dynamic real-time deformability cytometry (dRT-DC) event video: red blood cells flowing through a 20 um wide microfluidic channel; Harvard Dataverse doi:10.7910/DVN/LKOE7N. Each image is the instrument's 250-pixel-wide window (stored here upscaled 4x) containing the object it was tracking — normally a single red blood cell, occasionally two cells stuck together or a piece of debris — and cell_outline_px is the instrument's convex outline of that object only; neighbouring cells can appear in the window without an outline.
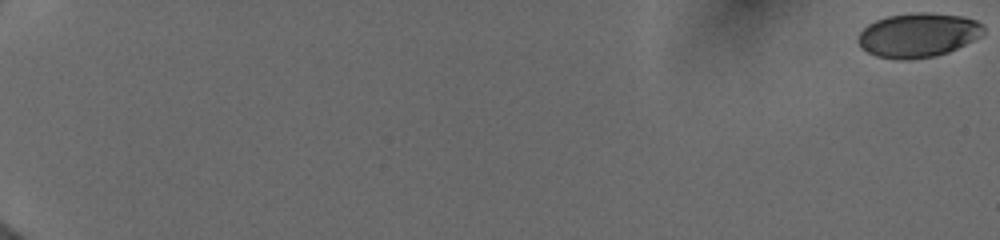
{"species": "human", "species_latin": "Homo sapiens", "temperature_condition": "cold", "stored_images_in_passage": 56, "camera_frame_rate_fps": 3000, "um_per_image_px": 0.085, "donor": {"sex": "female"}, "frame": {"image": 1, "passage_image": 1, "time_ms": 0.0, "image_size_px": [1000, 240], "cell_outline_px": [[984, 36], [948, 52], [936, 56], [908, 60], [900, 60], [876, 56], [860, 48], [856, 40], [860, 32], [868, 24], [876, 20], [888, 16], [912, 12], [928, 12], [964, 16], [976, 20], [984, 28]], "centroid_in_image_um": [78.04, 2.98], "position_along_channel_um": 7.0, "area_um2": 32.77}}
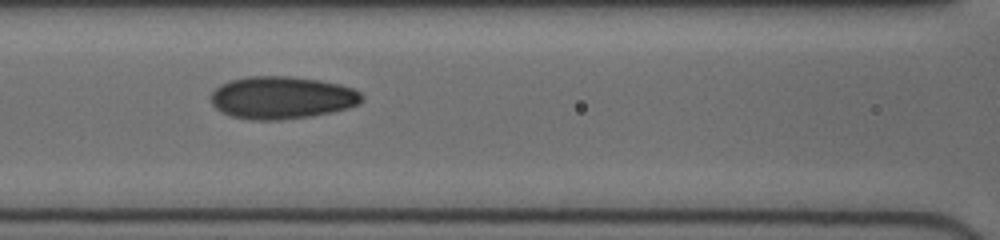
{"frame": {"image": 2, "passage_image": 29, "time_ms": 9.333, "image_size_px": [1000, 240], "cell_outline_px": [[364, 96], [360, 104], [348, 108], [332, 112], [312, 116], [280, 120], [252, 120], [232, 116], [216, 108], [212, 104], [212, 92], [220, 84], [228, 80], [248, 76], [292, 76], [320, 80], [340, 84], [352, 88], [360, 92]], "centroid_in_image_um": [23.99, 8.29], "position_along_channel_um": 142.6, "area_um2": 37.63}}
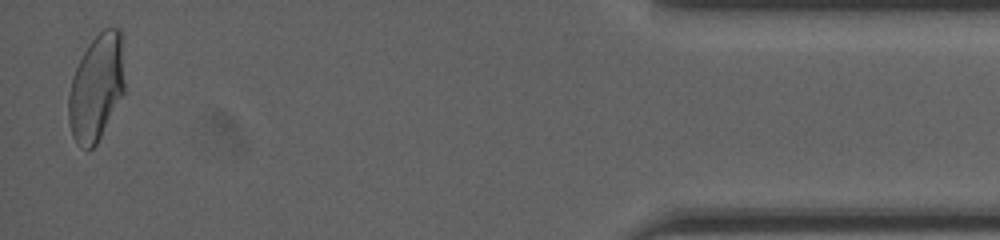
{"frame": {"image": 3, "passage_image": 55, "time_ms": 18.0, "image_size_px": [1000, 240], "cell_outline_px": [[124, 92], [96, 144], [88, 152], [76, 144], [72, 136], [68, 120], [68, 96], [72, 76], [88, 44], [104, 28], [120, 28], [124, 84]], "centroid_in_image_um": [8.16, 7.48], "position_along_channel_um": 427.0, "area_um2": 34.56}, "authors_computed_cell_mechanics": {"area_um2": 34.5644, "velocity_mm_per_s": 4.0024, "shape_relaxation_time_tau1_ms": 9.6055, "shape_relaxation_time_tau2_ms": 1.2915, "deformation_change_tau1": 0.2027, "deformation_change_tau2": 0.0635}}